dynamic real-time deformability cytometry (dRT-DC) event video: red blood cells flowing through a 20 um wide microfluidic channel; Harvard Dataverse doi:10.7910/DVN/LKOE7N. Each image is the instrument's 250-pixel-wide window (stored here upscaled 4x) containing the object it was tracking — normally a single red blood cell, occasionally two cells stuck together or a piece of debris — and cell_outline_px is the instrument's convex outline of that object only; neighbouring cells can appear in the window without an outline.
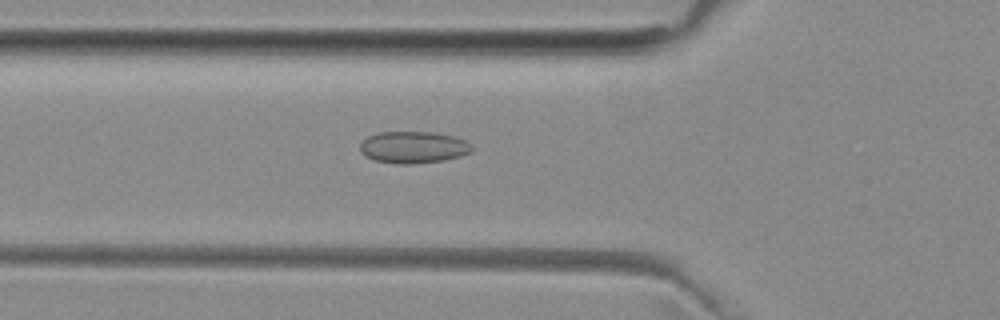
{"species": "common noctule bat (a hibernating species)", "species_latin": "Nyctalus noctula", "temperature_condition": "room temperature", "stored_images_in_passage": 48, "camera_frame_rate_fps": 3000, "um_per_image_px": 0.085, "animal": {"sex": "female", "body_mass_g": 29.2, "forearm_length_mm": 56.3}, "frame": {"image": 1, "passage_image": 18, "time_ms": 5.667, "image_size_px": [1000, 320], "cell_outline_px": [[472, 152], [460, 156], [444, 160], [408, 164], [396, 164], [376, 160], [364, 156], [360, 152], [360, 144], [368, 136], [380, 132], [432, 132], [452, 136], [464, 140], [472, 144]], "centroid_in_image_um": [35.13, 12.52], "position_along_channel_um": 90.7, "area_um2": 20.69}}
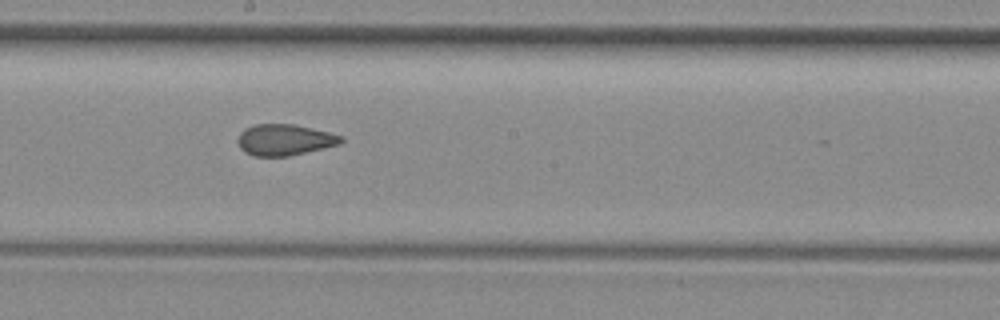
{"frame": {"image": 2, "passage_image": 28, "time_ms": 9.0, "image_size_px": [1000, 320], "cell_outline_px": [[344, 140], [340, 144], [288, 156], [252, 156], [244, 152], [240, 148], [236, 140], [240, 132], [244, 128], [256, 124], [292, 124], [328, 132], [344, 136]], "centroid_in_image_um": [24.15, 11.89], "position_along_channel_um": 224.0, "area_um2": 18.79}}
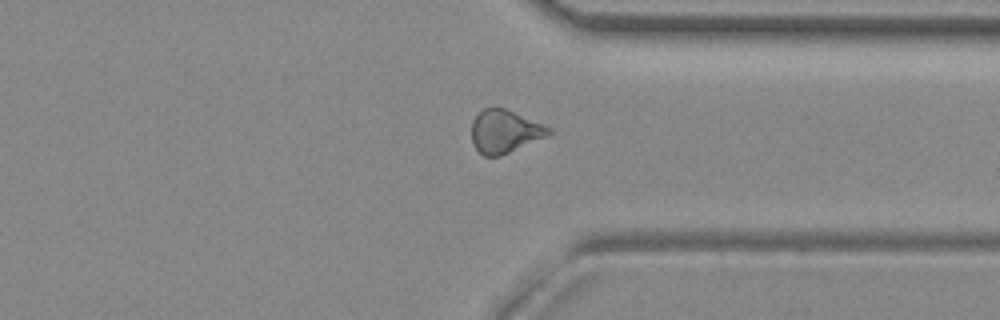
{"frame": {"image": 3, "passage_image": 39, "time_ms": 12.667, "image_size_px": [1000, 320], "cell_outline_px": [[552, 132], [544, 136], [500, 156], [484, 156], [472, 144], [472, 120], [484, 108], [504, 108], [544, 124], [552, 128]], "centroid_in_image_um": [42.87, 11.16], "position_along_channel_um": 368.5, "area_um2": 18.9}}